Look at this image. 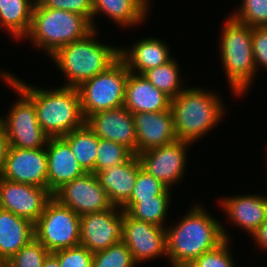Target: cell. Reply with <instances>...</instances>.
<instances>
[{"label":"cell","instance_id":"f35d334b","mask_svg":"<svg viewBox=\"0 0 267 267\" xmlns=\"http://www.w3.org/2000/svg\"><path fill=\"white\" fill-rule=\"evenodd\" d=\"M9 140L5 130L0 126V174L9 150Z\"/></svg>","mask_w":267,"mask_h":267},{"label":"cell","instance_id":"44dd1931","mask_svg":"<svg viewBox=\"0 0 267 267\" xmlns=\"http://www.w3.org/2000/svg\"><path fill=\"white\" fill-rule=\"evenodd\" d=\"M151 4L148 0H93V28L99 30L96 19L103 14L119 28L133 30L148 20Z\"/></svg>","mask_w":267,"mask_h":267},{"label":"cell","instance_id":"277c9868","mask_svg":"<svg viewBox=\"0 0 267 267\" xmlns=\"http://www.w3.org/2000/svg\"><path fill=\"white\" fill-rule=\"evenodd\" d=\"M98 32L94 29L85 38L59 48L49 57L64 78L60 86L78 88L119 58L120 46L101 42Z\"/></svg>","mask_w":267,"mask_h":267},{"label":"cell","instance_id":"2e32d148","mask_svg":"<svg viewBox=\"0 0 267 267\" xmlns=\"http://www.w3.org/2000/svg\"><path fill=\"white\" fill-rule=\"evenodd\" d=\"M220 197L217 201L227 223L245 231L250 237L258 230V227L267 219V195L238 194Z\"/></svg>","mask_w":267,"mask_h":267},{"label":"cell","instance_id":"5bb4252c","mask_svg":"<svg viewBox=\"0 0 267 267\" xmlns=\"http://www.w3.org/2000/svg\"><path fill=\"white\" fill-rule=\"evenodd\" d=\"M53 194L46 188L0 177V208L35 223Z\"/></svg>","mask_w":267,"mask_h":267},{"label":"cell","instance_id":"3957f363","mask_svg":"<svg viewBox=\"0 0 267 267\" xmlns=\"http://www.w3.org/2000/svg\"><path fill=\"white\" fill-rule=\"evenodd\" d=\"M219 93L189 85L171 99L170 109L178 140L197 143L226 118L228 109Z\"/></svg>","mask_w":267,"mask_h":267},{"label":"cell","instance_id":"ba28073f","mask_svg":"<svg viewBox=\"0 0 267 267\" xmlns=\"http://www.w3.org/2000/svg\"><path fill=\"white\" fill-rule=\"evenodd\" d=\"M128 74L126 64L119 57L105 71L77 88L85 120L94 113L124 106Z\"/></svg>","mask_w":267,"mask_h":267},{"label":"cell","instance_id":"836d02e7","mask_svg":"<svg viewBox=\"0 0 267 267\" xmlns=\"http://www.w3.org/2000/svg\"><path fill=\"white\" fill-rule=\"evenodd\" d=\"M166 189L167 187L160 180L141 168L137 174L135 185L128 201L154 199V197L161 195Z\"/></svg>","mask_w":267,"mask_h":267},{"label":"cell","instance_id":"cb8c5ba5","mask_svg":"<svg viewBox=\"0 0 267 267\" xmlns=\"http://www.w3.org/2000/svg\"><path fill=\"white\" fill-rule=\"evenodd\" d=\"M34 238L33 222L0 208V265Z\"/></svg>","mask_w":267,"mask_h":267},{"label":"cell","instance_id":"8d00e7d4","mask_svg":"<svg viewBox=\"0 0 267 267\" xmlns=\"http://www.w3.org/2000/svg\"><path fill=\"white\" fill-rule=\"evenodd\" d=\"M252 50L257 70L267 69V26L252 27Z\"/></svg>","mask_w":267,"mask_h":267},{"label":"cell","instance_id":"d590c367","mask_svg":"<svg viewBox=\"0 0 267 267\" xmlns=\"http://www.w3.org/2000/svg\"><path fill=\"white\" fill-rule=\"evenodd\" d=\"M42 6L70 11L86 17L93 25V0H37Z\"/></svg>","mask_w":267,"mask_h":267},{"label":"cell","instance_id":"8992f818","mask_svg":"<svg viewBox=\"0 0 267 267\" xmlns=\"http://www.w3.org/2000/svg\"><path fill=\"white\" fill-rule=\"evenodd\" d=\"M93 30L92 23L86 17L44 7L36 0L31 27L24 39L49 59L59 48L85 38Z\"/></svg>","mask_w":267,"mask_h":267},{"label":"cell","instance_id":"4dcf8cb0","mask_svg":"<svg viewBox=\"0 0 267 267\" xmlns=\"http://www.w3.org/2000/svg\"><path fill=\"white\" fill-rule=\"evenodd\" d=\"M230 16L242 24L252 27L267 26V0H240Z\"/></svg>","mask_w":267,"mask_h":267},{"label":"cell","instance_id":"603a6c76","mask_svg":"<svg viewBox=\"0 0 267 267\" xmlns=\"http://www.w3.org/2000/svg\"><path fill=\"white\" fill-rule=\"evenodd\" d=\"M171 99L143 75L129 72L125 87L124 107L132 114L170 109Z\"/></svg>","mask_w":267,"mask_h":267},{"label":"cell","instance_id":"d6a6232c","mask_svg":"<svg viewBox=\"0 0 267 267\" xmlns=\"http://www.w3.org/2000/svg\"><path fill=\"white\" fill-rule=\"evenodd\" d=\"M231 240L225 239L215 248L206 251L187 267H236Z\"/></svg>","mask_w":267,"mask_h":267},{"label":"cell","instance_id":"30bf717a","mask_svg":"<svg viewBox=\"0 0 267 267\" xmlns=\"http://www.w3.org/2000/svg\"><path fill=\"white\" fill-rule=\"evenodd\" d=\"M194 144L177 140L171 144L154 147L137 154L141 167L172 189L185 178L188 167V150Z\"/></svg>","mask_w":267,"mask_h":267},{"label":"cell","instance_id":"e0dca14e","mask_svg":"<svg viewBox=\"0 0 267 267\" xmlns=\"http://www.w3.org/2000/svg\"><path fill=\"white\" fill-rule=\"evenodd\" d=\"M85 123L98 138L125 145L137 155L133 114L124 106L94 113Z\"/></svg>","mask_w":267,"mask_h":267},{"label":"cell","instance_id":"7402d4cb","mask_svg":"<svg viewBox=\"0 0 267 267\" xmlns=\"http://www.w3.org/2000/svg\"><path fill=\"white\" fill-rule=\"evenodd\" d=\"M141 168L139 158L134 154L127 162L96 174L113 206L122 208L128 202Z\"/></svg>","mask_w":267,"mask_h":267},{"label":"cell","instance_id":"1f68e13d","mask_svg":"<svg viewBox=\"0 0 267 267\" xmlns=\"http://www.w3.org/2000/svg\"><path fill=\"white\" fill-rule=\"evenodd\" d=\"M50 252L35 238L23 246L4 265L6 267H42Z\"/></svg>","mask_w":267,"mask_h":267},{"label":"cell","instance_id":"9c48e42d","mask_svg":"<svg viewBox=\"0 0 267 267\" xmlns=\"http://www.w3.org/2000/svg\"><path fill=\"white\" fill-rule=\"evenodd\" d=\"M35 239L53 253L80 245V216L52 197L34 223Z\"/></svg>","mask_w":267,"mask_h":267},{"label":"cell","instance_id":"6da1fadb","mask_svg":"<svg viewBox=\"0 0 267 267\" xmlns=\"http://www.w3.org/2000/svg\"><path fill=\"white\" fill-rule=\"evenodd\" d=\"M208 212L201 202L196 203L174 225L166 226V260L170 267H187L225 239L232 240L227 227Z\"/></svg>","mask_w":267,"mask_h":267},{"label":"cell","instance_id":"9a60e30c","mask_svg":"<svg viewBox=\"0 0 267 267\" xmlns=\"http://www.w3.org/2000/svg\"><path fill=\"white\" fill-rule=\"evenodd\" d=\"M47 169L46 147L39 149L9 147L0 177L47 189Z\"/></svg>","mask_w":267,"mask_h":267},{"label":"cell","instance_id":"ac0fdd59","mask_svg":"<svg viewBox=\"0 0 267 267\" xmlns=\"http://www.w3.org/2000/svg\"><path fill=\"white\" fill-rule=\"evenodd\" d=\"M137 154L177 141L171 109L160 112L133 113Z\"/></svg>","mask_w":267,"mask_h":267},{"label":"cell","instance_id":"7a4b0ae2","mask_svg":"<svg viewBox=\"0 0 267 267\" xmlns=\"http://www.w3.org/2000/svg\"><path fill=\"white\" fill-rule=\"evenodd\" d=\"M0 72H5L33 100L38 122L49 138L63 137L85 124L77 88H42L19 78L10 70L0 69Z\"/></svg>","mask_w":267,"mask_h":267},{"label":"cell","instance_id":"ffe728a7","mask_svg":"<svg viewBox=\"0 0 267 267\" xmlns=\"http://www.w3.org/2000/svg\"><path fill=\"white\" fill-rule=\"evenodd\" d=\"M169 45L162 39L149 36L134 41L133 45L119 47V57L131 73L142 75L145 71L170 61Z\"/></svg>","mask_w":267,"mask_h":267},{"label":"cell","instance_id":"8fae6325","mask_svg":"<svg viewBox=\"0 0 267 267\" xmlns=\"http://www.w3.org/2000/svg\"><path fill=\"white\" fill-rule=\"evenodd\" d=\"M138 265L167 257L166 230L131 217L124 211L123 239Z\"/></svg>","mask_w":267,"mask_h":267},{"label":"cell","instance_id":"4fadbf2b","mask_svg":"<svg viewBox=\"0 0 267 267\" xmlns=\"http://www.w3.org/2000/svg\"><path fill=\"white\" fill-rule=\"evenodd\" d=\"M53 197L79 216L113 207L96 174L92 172H86L64 184Z\"/></svg>","mask_w":267,"mask_h":267},{"label":"cell","instance_id":"ab89813d","mask_svg":"<svg viewBox=\"0 0 267 267\" xmlns=\"http://www.w3.org/2000/svg\"><path fill=\"white\" fill-rule=\"evenodd\" d=\"M42 267H60L58 258L53 253H49L45 258Z\"/></svg>","mask_w":267,"mask_h":267},{"label":"cell","instance_id":"5b68a950","mask_svg":"<svg viewBox=\"0 0 267 267\" xmlns=\"http://www.w3.org/2000/svg\"><path fill=\"white\" fill-rule=\"evenodd\" d=\"M222 27L218 40L221 69L232 92L230 94L241 98L252 89L257 75L252 50V26L227 15Z\"/></svg>","mask_w":267,"mask_h":267},{"label":"cell","instance_id":"7c38bea8","mask_svg":"<svg viewBox=\"0 0 267 267\" xmlns=\"http://www.w3.org/2000/svg\"><path fill=\"white\" fill-rule=\"evenodd\" d=\"M123 225L124 211L116 206L80 215V245L92 253L107 249L122 241Z\"/></svg>","mask_w":267,"mask_h":267},{"label":"cell","instance_id":"d6986e66","mask_svg":"<svg viewBox=\"0 0 267 267\" xmlns=\"http://www.w3.org/2000/svg\"><path fill=\"white\" fill-rule=\"evenodd\" d=\"M46 155L47 189L52 194L64 184L86 173L78 164L69 144L62 137L48 139Z\"/></svg>","mask_w":267,"mask_h":267},{"label":"cell","instance_id":"4316f807","mask_svg":"<svg viewBox=\"0 0 267 267\" xmlns=\"http://www.w3.org/2000/svg\"><path fill=\"white\" fill-rule=\"evenodd\" d=\"M70 146L78 164L85 172L95 173L99 138L86 125L62 137Z\"/></svg>","mask_w":267,"mask_h":267},{"label":"cell","instance_id":"484cf974","mask_svg":"<svg viewBox=\"0 0 267 267\" xmlns=\"http://www.w3.org/2000/svg\"><path fill=\"white\" fill-rule=\"evenodd\" d=\"M171 189H166L154 199H141V201H128L121 209L131 217L166 228L168 213H171Z\"/></svg>","mask_w":267,"mask_h":267},{"label":"cell","instance_id":"52a82bcc","mask_svg":"<svg viewBox=\"0 0 267 267\" xmlns=\"http://www.w3.org/2000/svg\"><path fill=\"white\" fill-rule=\"evenodd\" d=\"M0 80L18 95L7 114L0 115V126L7 134L10 147L45 148L49 137L41 129L33 100L5 72H0Z\"/></svg>","mask_w":267,"mask_h":267},{"label":"cell","instance_id":"f1b7e54d","mask_svg":"<svg viewBox=\"0 0 267 267\" xmlns=\"http://www.w3.org/2000/svg\"><path fill=\"white\" fill-rule=\"evenodd\" d=\"M133 155L134 153L125 145L99 138L95 174L127 162Z\"/></svg>","mask_w":267,"mask_h":267},{"label":"cell","instance_id":"e575fe53","mask_svg":"<svg viewBox=\"0 0 267 267\" xmlns=\"http://www.w3.org/2000/svg\"><path fill=\"white\" fill-rule=\"evenodd\" d=\"M60 267H92L93 253L85 246L78 245L53 252Z\"/></svg>","mask_w":267,"mask_h":267},{"label":"cell","instance_id":"d4e9b609","mask_svg":"<svg viewBox=\"0 0 267 267\" xmlns=\"http://www.w3.org/2000/svg\"><path fill=\"white\" fill-rule=\"evenodd\" d=\"M36 0H0V30L9 33L16 42L23 41L32 23Z\"/></svg>","mask_w":267,"mask_h":267},{"label":"cell","instance_id":"83f0119b","mask_svg":"<svg viewBox=\"0 0 267 267\" xmlns=\"http://www.w3.org/2000/svg\"><path fill=\"white\" fill-rule=\"evenodd\" d=\"M179 62L172 58L167 63L145 71L142 75L170 99L175 98L187 86L182 77Z\"/></svg>","mask_w":267,"mask_h":267},{"label":"cell","instance_id":"74e56055","mask_svg":"<svg viewBox=\"0 0 267 267\" xmlns=\"http://www.w3.org/2000/svg\"><path fill=\"white\" fill-rule=\"evenodd\" d=\"M249 238L254 240V246L262 252H267V219L258 227V230Z\"/></svg>","mask_w":267,"mask_h":267},{"label":"cell","instance_id":"f546056e","mask_svg":"<svg viewBox=\"0 0 267 267\" xmlns=\"http://www.w3.org/2000/svg\"><path fill=\"white\" fill-rule=\"evenodd\" d=\"M92 267H138L123 241L93 253Z\"/></svg>","mask_w":267,"mask_h":267}]
</instances>
